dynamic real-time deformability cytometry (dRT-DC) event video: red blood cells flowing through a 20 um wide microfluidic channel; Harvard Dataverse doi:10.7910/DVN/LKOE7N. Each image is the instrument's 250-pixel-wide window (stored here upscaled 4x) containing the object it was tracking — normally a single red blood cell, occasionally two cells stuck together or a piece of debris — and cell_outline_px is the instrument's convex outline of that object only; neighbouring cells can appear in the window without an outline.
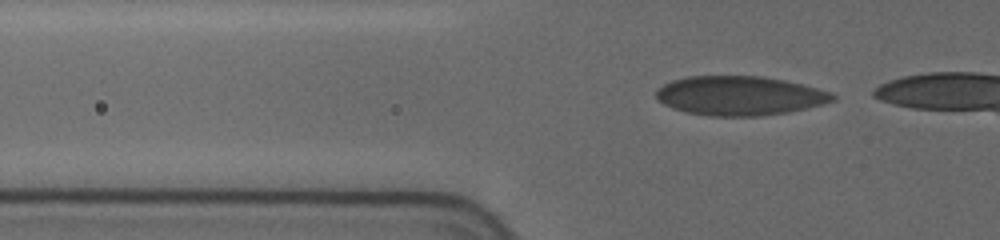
{"species": "human", "species_latin": "Homo sapiens", "temperature_condition": "cold", "stored_images_in_passage": 11, "camera_frame_rate_fps": 3000, "um_per_image_px": 0.085, "donor": {"sex": "female"}, "frame": {"image": 1, "passage_image": 7, "time_ms": 2.667, "image_size_px": [1000, 240], "cell_outline_px": [[836, 100], [824, 104], [788, 112], [760, 116], [708, 116], [684, 112], [672, 108], [656, 100], [656, 88], [672, 80], [688, 76], [764, 76], [784, 80], [832, 92], [836, 96]], "centroid_in_image_um": [62.84, 8.14], "position_along_channel_um": 63.0, "area_um2": 40.63}}
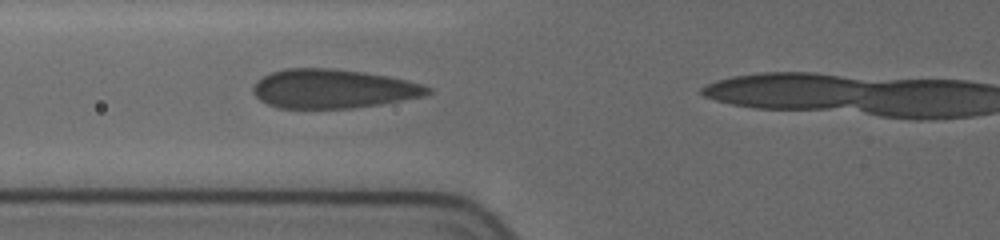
{"frame": {"image": 2, "passage_image": 10, "time_ms": 4.0, "image_size_px": [1000, 240], "cell_outline_px": [[432, 92], [424, 96], [380, 104], [352, 108], [280, 108], [268, 104], [260, 100], [252, 92], [252, 88], [256, 80], [272, 72], [284, 68], [332, 68], [364, 72], [404, 80], [420, 84], [432, 88]], "centroid_in_image_um": [28.27, 7.54], "position_along_channel_um": 97.5, "area_um2": 39.54}}